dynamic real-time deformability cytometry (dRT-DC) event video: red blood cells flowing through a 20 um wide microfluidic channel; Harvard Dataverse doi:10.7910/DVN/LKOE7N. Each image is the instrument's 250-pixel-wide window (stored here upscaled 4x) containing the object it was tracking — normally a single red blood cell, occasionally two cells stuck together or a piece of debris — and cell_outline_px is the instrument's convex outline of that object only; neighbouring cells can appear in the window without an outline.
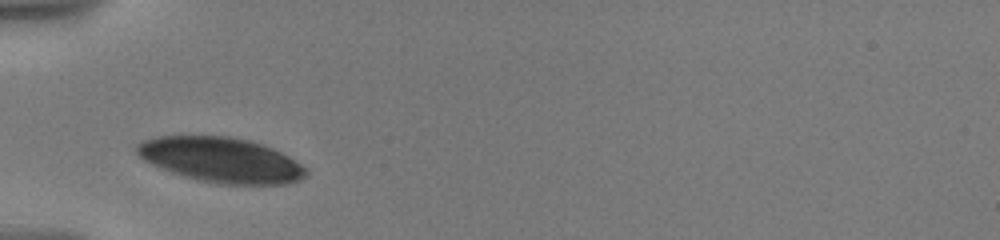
{"species": "human", "species_latin": "Homo sapiens", "temperature_condition": "warm", "stored_images_in_passage": 50, "camera_frame_rate_fps": 3000, "um_per_image_px": 0.085, "donor": {"sex": "male"}, "frame": {"image": 1, "passage_image": 1, "time_ms": 0.0, "image_size_px": [1000, 240], "cell_outline_px": [[308, 172], [300, 180], [288, 184], [220, 184], [196, 180], [160, 168], [144, 160], [136, 152], [136, 144], [144, 140], [156, 136], [228, 136], [252, 140], [264, 144], [288, 156], [308, 168]], "centroid_in_image_um": [18.81, 13.59], "position_along_channel_um": 66.2, "area_um2": 44.56}}
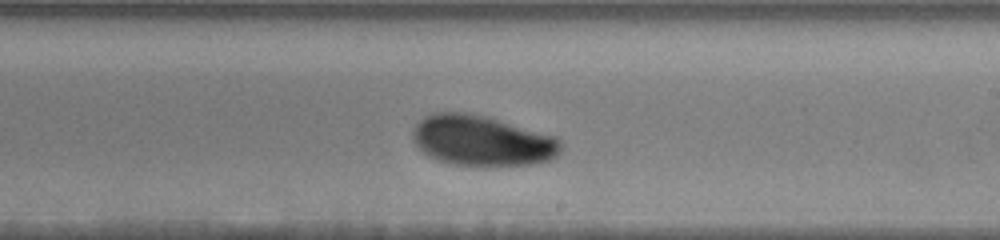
{"frame": {"image": 2, "passage_image": 24, "time_ms": 5.333, "image_size_px": [1000, 240], "cell_outline_px": [[560, 152], [552, 160], [532, 164], [488, 168], [476, 168], [456, 164], [440, 160], [428, 156], [420, 152], [412, 140], [412, 128], [424, 116], [432, 112], [472, 112], [488, 116], [556, 136], [560, 140]], "centroid_in_image_um": [40.95, 11.97], "position_along_channel_um": 248.0, "area_um2": 44.91}}
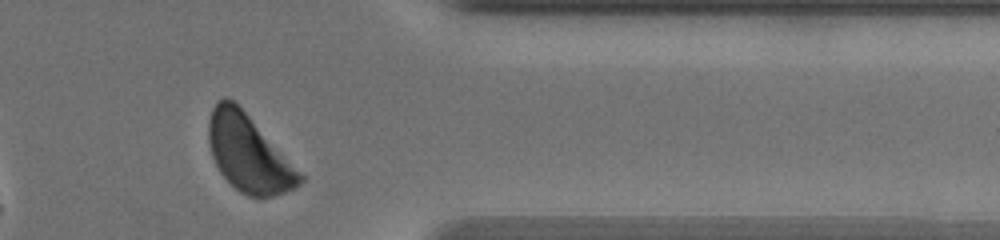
{"frame": {"image": 3, "passage_image": 44, "time_ms": 9.667, "image_size_px": [1000, 240], "cell_outline_px": [[304, 180], [296, 188], [260, 200], [248, 196], [240, 192], [220, 172], [212, 156], [208, 144], [208, 120], [212, 108], [216, 100], [224, 96], [228, 96], [248, 116], [304, 176]], "centroid_in_image_um": [21.1, 13.06], "position_along_channel_um": 390.3, "area_um2": 40.46}, "authors_computed_cell_mechanics": {"area_um2": 43.061, "velocity_mm_per_s": 3.4847, "shape_relaxation_time_tau1_ms": 2.9135, "shape_relaxation_time_tau2_ms": null, "deformation_change_tau1": 0.0821, "deformation_change_tau2": null}}